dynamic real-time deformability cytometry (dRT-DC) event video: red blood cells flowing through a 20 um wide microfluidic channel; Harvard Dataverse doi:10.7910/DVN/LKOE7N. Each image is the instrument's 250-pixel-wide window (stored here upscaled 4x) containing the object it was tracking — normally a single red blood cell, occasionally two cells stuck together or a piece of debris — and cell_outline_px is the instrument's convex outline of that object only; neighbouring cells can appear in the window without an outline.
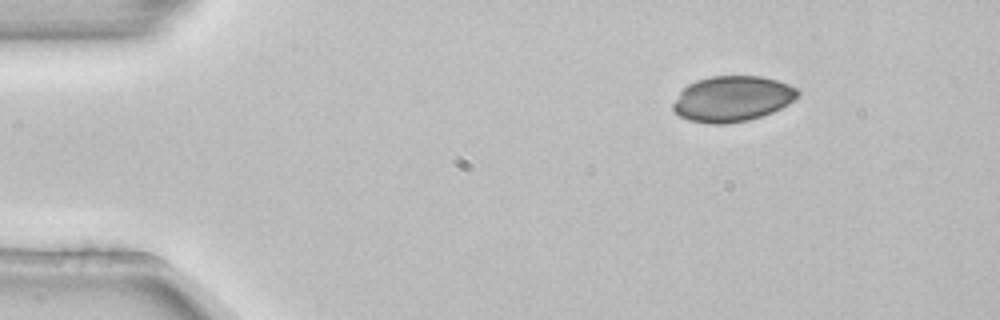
{"species": "common noctule bat (a hibernating species)", "species_latin": "Nyctalus noctula", "temperature_condition": "room temperature", "stored_images_in_passage": 2, "camera_frame_rate_fps": 3000, "um_per_image_px": 0.085, "animal": {"sex": "female", "body_mass_g": 22.7, "forearm_length_mm": 54.2}, "frame": {"image": 1, "passage_image": 1, "time_ms": 0.0, "image_size_px": [1000, 320], "cell_outline_px": [[800, 96], [788, 104], [772, 112], [748, 120], [728, 124], [708, 124], [688, 120], [680, 116], [672, 108], [672, 104], [680, 92], [688, 84], [696, 80], [712, 76], [760, 76], [776, 80], [788, 84], [796, 88], [800, 92]], "centroid_in_image_um": [62.25, 8.4], "position_along_channel_um": 22.8, "area_um2": 33.18}}